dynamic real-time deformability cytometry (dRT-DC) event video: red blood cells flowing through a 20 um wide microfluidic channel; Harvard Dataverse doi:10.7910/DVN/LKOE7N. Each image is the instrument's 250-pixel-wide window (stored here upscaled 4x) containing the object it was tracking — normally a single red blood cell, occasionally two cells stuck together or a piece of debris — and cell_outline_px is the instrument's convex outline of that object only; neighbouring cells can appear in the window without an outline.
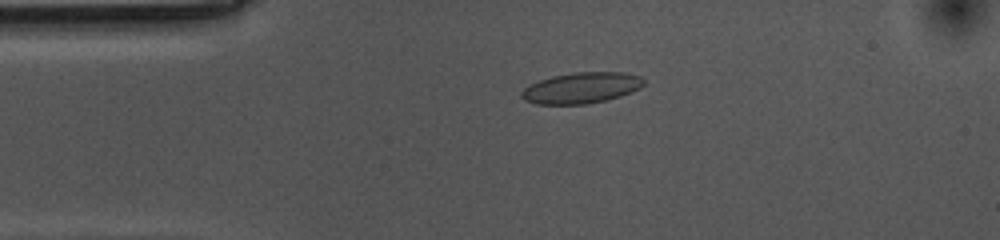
{"species": "common noctule bat (a hibernating species)", "species_latin": "Nyctalus noctula", "temperature_condition": "cold", "stored_images_in_passage": 55, "camera_frame_rate_fps": 3000, "um_per_image_px": 0.085, "animal": {"sex": "female", "body_mass_g": 10.0, "forearm_length_mm": 53.1}, "frame": {"image": 1, "passage_image": 11, "time_ms": 3.333, "image_size_px": [1000, 240], "cell_outline_px": [[644, 84], [640, 88], [632, 92], [620, 96], [588, 104], [536, 104], [524, 100], [520, 96], [520, 92], [524, 88], [540, 80], [552, 76], [576, 72], [624, 72], [640, 76], [644, 80]], "centroid_in_image_um": [49.42, 7.47], "position_along_channel_um": 35.6, "area_um2": 22.02}}
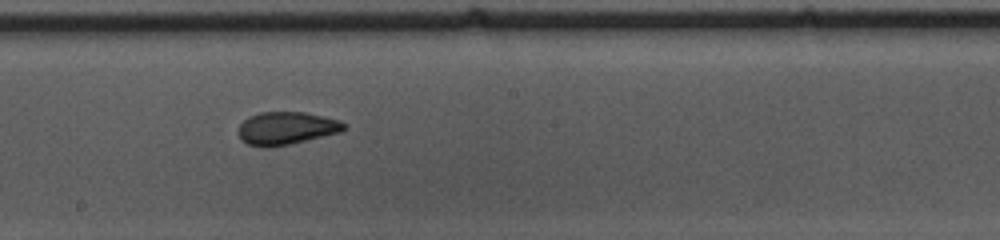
{"frame": {"image": 2, "passage_image": 29, "time_ms": 9.333, "image_size_px": [1000, 240], "cell_outline_px": [[348, 128], [340, 132], [288, 144], [268, 148], [264, 148], [248, 144], [240, 140], [240, 124], [248, 116], [260, 112], [304, 112], [340, 120]], "centroid_in_image_um": [24.33, 10.9], "position_along_channel_um": 223.9, "area_um2": 20.06}}
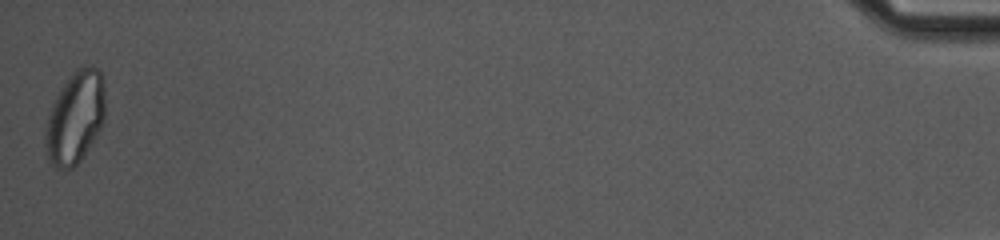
{"frame": {"image": 3, "passage_image": 55, "time_ms": 18.0, "image_size_px": [1000, 240], "cell_outline_px": [[104, 120], [96, 136], [80, 160], [72, 168], [56, 168], [48, 160], [44, 144], [44, 128], [52, 104], [60, 88], [72, 72], [80, 64], [96, 68], [100, 72], [104, 84]], "centroid_in_image_um": [6.36, 9.97], "position_along_channel_um": 428.8, "area_um2": 32.25}, "authors_computed_cell_mechanics": {"area_um2": 20.9236, "velocity_mm_per_s": 3.5342, "shape_relaxation_time_tau1_ms": 5.862, "shape_relaxation_time_tau2_ms": 1.5783, "deformation_change_tau1": 0.1341, "deformation_change_tau2": 0.0679}}